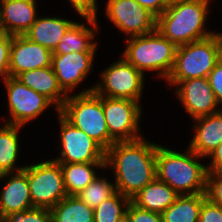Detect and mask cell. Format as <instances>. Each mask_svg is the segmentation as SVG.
<instances>
[{
	"label": "cell",
	"mask_w": 222,
	"mask_h": 222,
	"mask_svg": "<svg viewBox=\"0 0 222 222\" xmlns=\"http://www.w3.org/2000/svg\"><path fill=\"white\" fill-rule=\"evenodd\" d=\"M76 13L83 18L97 20L98 4L96 0H69Z\"/></svg>",
	"instance_id": "836d02e7"
},
{
	"label": "cell",
	"mask_w": 222,
	"mask_h": 222,
	"mask_svg": "<svg viewBox=\"0 0 222 222\" xmlns=\"http://www.w3.org/2000/svg\"><path fill=\"white\" fill-rule=\"evenodd\" d=\"M131 200L118 191L94 209V222H117L124 215ZM124 208V210H123Z\"/></svg>",
	"instance_id": "83f0119b"
},
{
	"label": "cell",
	"mask_w": 222,
	"mask_h": 222,
	"mask_svg": "<svg viewBox=\"0 0 222 222\" xmlns=\"http://www.w3.org/2000/svg\"><path fill=\"white\" fill-rule=\"evenodd\" d=\"M102 108L109 135L115 142L134 141L142 138L138 132L142 115L139 102L102 96Z\"/></svg>",
	"instance_id": "9c48e42d"
},
{
	"label": "cell",
	"mask_w": 222,
	"mask_h": 222,
	"mask_svg": "<svg viewBox=\"0 0 222 222\" xmlns=\"http://www.w3.org/2000/svg\"><path fill=\"white\" fill-rule=\"evenodd\" d=\"M52 55V51L24 35H12L9 56L10 76L17 77L26 71L52 66Z\"/></svg>",
	"instance_id": "5bb4252c"
},
{
	"label": "cell",
	"mask_w": 222,
	"mask_h": 222,
	"mask_svg": "<svg viewBox=\"0 0 222 222\" xmlns=\"http://www.w3.org/2000/svg\"><path fill=\"white\" fill-rule=\"evenodd\" d=\"M4 82L11 115V119L4 122L5 124L24 126L53 104L44 95L27 87L16 77L9 76Z\"/></svg>",
	"instance_id": "8fae6325"
},
{
	"label": "cell",
	"mask_w": 222,
	"mask_h": 222,
	"mask_svg": "<svg viewBox=\"0 0 222 222\" xmlns=\"http://www.w3.org/2000/svg\"><path fill=\"white\" fill-rule=\"evenodd\" d=\"M176 87H178L175 91L179 101L193 120L222 110L221 107L217 108L219 103L208 78L182 80L176 84Z\"/></svg>",
	"instance_id": "4fadbf2b"
},
{
	"label": "cell",
	"mask_w": 222,
	"mask_h": 222,
	"mask_svg": "<svg viewBox=\"0 0 222 222\" xmlns=\"http://www.w3.org/2000/svg\"><path fill=\"white\" fill-rule=\"evenodd\" d=\"M73 23L72 20L60 17H37L24 36L54 52L61 38Z\"/></svg>",
	"instance_id": "44dd1931"
},
{
	"label": "cell",
	"mask_w": 222,
	"mask_h": 222,
	"mask_svg": "<svg viewBox=\"0 0 222 222\" xmlns=\"http://www.w3.org/2000/svg\"><path fill=\"white\" fill-rule=\"evenodd\" d=\"M12 35L0 33V76L5 81L9 76V56Z\"/></svg>",
	"instance_id": "1f68e13d"
},
{
	"label": "cell",
	"mask_w": 222,
	"mask_h": 222,
	"mask_svg": "<svg viewBox=\"0 0 222 222\" xmlns=\"http://www.w3.org/2000/svg\"><path fill=\"white\" fill-rule=\"evenodd\" d=\"M217 62L218 48L214 35L177 46L175 63L166 81L176 86L182 80L207 78Z\"/></svg>",
	"instance_id": "8992f818"
},
{
	"label": "cell",
	"mask_w": 222,
	"mask_h": 222,
	"mask_svg": "<svg viewBox=\"0 0 222 222\" xmlns=\"http://www.w3.org/2000/svg\"><path fill=\"white\" fill-rule=\"evenodd\" d=\"M0 127V174L22 171L25 167L16 164L20 149L18 133L23 126L5 124Z\"/></svg>",
	"instance_id": "cb8c5ba5"
},
{
	"label": "cell",
	"mask_w": 222,
	"mask_h": 222,
	"mask_svg": "<svg viewBox=\"0 0 222 222\" xmlns=\"http://www.w3.org/2000/svg\"><path fill=\"white\" fill-rule=\"evenodd\" d=\"M203 158L189 147L186 153L157 145V178L168 184L179 195L206 194L207 166L200 163ZM185 191V192H184Z\"/></svg>",
	"instance_id": "3957f363"
},
{
	"label": "cell",
	"mask_w": 222,
	"mask_h": 222,
	"mask_svg": "<svg viewBox=\"0 0 222 222\" xmlns=\"http://www.w3.org/2000/svg\"><path fill=\"white\" fill-rule=\"evenodd\" d=\"M206 196L212 203L222 206V172H207Z\"/></svg>",
	"instance_id": "f546056e"
},
{
	"label": "cell",
	"mask_w": 222,
	"mask_h": 222,
	"mask_svg": "<svg viewBox=\"0 0 222 222\" xmlns=\"http://www.w3.org/2000/svg\"><path fill=\"white\" fill-rule=\"evenodd\" d=\"M179 196L180 195L168 184L156 177L133 197L131 202L141 209L161 214L169 208Z\"/></svg>",
	"instance_id": "7402d4cb"
},
{
	"label": "cell",
	"mask_w": 222,
	"mask_h": 222,
	"mask_svg": "<svg viewBox=\"0 0 222 222\" xmlns=\"http://www.w3.org/2000/svg\"><path fill=\"white\" fill-rule=\"evenodd\" d=\"M194 121L195 134L188 147L199 156L209 157L222 142V110Z\"/></svg>",
	"instance_id": "ac0fdd59"
},
{
	"label": "cell",
	"mask_w": 222,
	"mask_h": 222,
	"mask_svg": "<svg viewBox=\"0 0 222 222\" xmlns=\"http://www.w3.org/2000/svg\"><path fill=\"white\" fill-rule=\"evenodd\" d=\"M206 194L180 195L161 213L163 222H198Z\"/></svg>",
	"instance_id": "d4e9b609"
},
{
	"label": "cell",
	"mask_w": 222,
	"mask_h": 222,
	"mask_svg": "<svg viewBox=\"0 0 222 222\" xmlns=\"http://www.w3.org/2000/svg\"><path fill=\"white\" fill-rule=\"evenodd\" d=\"M211 0H170L157 17L156 29L176 46L208 38L214 34L205 29Z\"/></svg>",
	"instance_id": "7a4b0ae2"
},
{
	"label": "cell",
	"mask_w": 222,
	"mask_h": 222,
	"mask_svg": "<svg viewBox=\"0 0 222 222\" xmlns=\"http://www.w3.org/2000/svg\"><path fill=\"white\" fill-rule=\"evenodd\" d=\"M157 145L142 137L115 142L106 151L105 166L114 169V184L120 194L131 200L157 177Z\"/></svg>",
	"instance_id": "6da1fadb"
},
{
	"label": "cell",
	"mask_w": 222,
	"mask_h": 222,
	"mask_svg": "<svg viewBox=\"0 0 222 222\" xmlns=\"http://www.w3.org/2000/svg\"><path fill=\"white\" fill-rule=\"evenodd\" d=\"M211 164L207 166V171L222 172V142L219 146L210 154Z\"/></svg>",
	"instance_id": "8d00e7d4"
},
{
	"label": "cell",
	"mask_w": 222,
	"mask_h": 222,
	"mask_svg": "<svg viewBox=\"0 0 222 222\" xmlns=\"http://www.w3.org/2000/svg\"><path fill=\"white\" fill-rule=\"evenodd\" d=\"M90 27L84 23L74 22L61 38L53 54H68L73 52H96L97 43L92 41L98 30L95 19L85 18ZM93 26V28H92Z\"/></svg>",
	"instance_id": "ffe728a7"
},
{
	"label": "cell",
	"mask_w": 222,
	"mask_h": 222,
	"mask_svg": "<svg viewBox=\"0 0 222 222\" xmlns=\"http://www.w3.org/2000/svg\"><path fill=\"white\" fill-rule=\"evenodd\" d=\"M27 181L33 207L51 209L68 195L60 163L53 159L27 166Z\"/></svg>",
	"instance_id": "52a82bcc"
},
{
	"label": "cell",
	"mask_w": 222,
	"mask_h": 222,
	"mask_svg": "<svg viewBox=\"0 0 222 222\" xmlns=\"http://www.w3.org/2000/svg\"><path fill=\"white\" fill-rule=\"evenodd\" d=\"M16 78L27 87L48 98L56 106L55 111L57 112L68 97L60 87L52 66L26 71L20 73Z\"/></svg>",
	"instance_id": "d6986e66"
},
{
	"label": "cell",
	"mask_w": 222,
	"mask_h": 222,
	"mask_svg": "<svg viewBox=\"0 0 222 222\" xmlns=\"http://www.w3.org/2000/svg\"><path fill=\"white\" fill-rule=\"evenodd\" d=\"M143 8L158 17L169 6L170 0H135Z\"/></svg>",
	"instance_id": "d590c367"
},
{
	"label": "cell",
	"mask_w": 222,
	"mask_h": 222,
	"mask_svg": "<svg viewBox=\"0 0 222 222\" xmlns=\"http://www.w3.org/2000/svg\"><path fill=\"white\" fill-rule=\"evenodd\" d=\"M0 33L24 35L37 19L36 0H0Z\"/></svg>",
	"instance_id": "2e32d148"
},
{
	"label": "cell",
	"mask_w": 222,
	"mask_h": 222,
	"mask_svg": "<svg viewBox=\"0 0 222 222\" xmlns=\"http://www.w3.org/2000/svg\"><path fill=\"white\" fill-rule=\"evenodd\" d=\"M50 211L52 222H94V209L76 195H67Z\"/></svg>",
	"instance_id": "484cf974"
},
{
	"label": "cell",
	"mask_w": 222,
	"mask_h": 222,
	"mask_svg": "<svg viewBox=\"0 0 222 222\" xmlns=\"http://www.w3.org/2000/svg\"><path fill=\"white\" fill-rule=\"evenodd\" d=\"M95 54V52H73L52 55L53 71L66 94L74 90L90 73Z\"/></svg>",
	"instance_id": "9a60e30c"
},
{
	"label": "cell",
	"mask_w": 222,
	"mask_h": 222,
	"mask_svg": "<svg viewBox=\"0 0 222 222\" xmlns=\"http://www.w3.org/2000/svg\"><path fill=\"white\" fill-rule=\"evenodd\" d=\"M12 174V175H11ZM11 176L0 193V217L4 220L8 215L33 207L27 181V166L22 171L3 173L0 180Z\"/></svg>",
	"instance_id": "e0dca14e"
},
{
	"label": "cell",
	"mask_w": 222,
	"mask_h": 222,
	"mask_svg": "<svg viewBox=\"0 0 222 222\" xmlns=\"http://www.w3.org/2000/svg\"><path fill=\"white\" fill-rule=\"evenodd\" d=\"M198 222H222V206L206 198L202 203Z\"/></svg>",
	"instance_id": "d6a6232c"
},
{
	"label": "cell",
	"mask_w": 222,
	"mask_h": 222,
	"mask_svg": "<svg viewBox=\"0 0 222 222\" xmlns=\"http://www.w3.org/2000/svg\"><path fill=\"white\" fill-rule=\"evenodd\" d=\"M126 215L130 222H163L160 213L141 209L132 202L127 207Z\"/></svg>",
	"instance_id": "4dcf8cb0"
},
{
	"label": "cell",
	"mask_w": 222,
	"mask_h": 222,
	"mask_svg": "<svg viewBox=\"0 0 222 222\" xmlns=\"http://www.w3.org/2000/svg\"><path fill=\"white\" fill-rule=\"evenodd\" d=\"M101 75V82L94 85L97 95L108 98L131 99L140 103L144 89V76L123 57L107 67Z\"/></svg>",
	"instance_id": "ba28073f"
},
{
	"label": "cell",
	"mask_w": 222,
	"mask_h": 222,
	"mask_svg": "<svg viewBox=\"0 0 222 222\" xmlns=\"http://www.w3.org/2000/svg\"><path fill=\"white\" fill-rule=\"evenodd\" d=\"M60 166L68 195H77L98 177L95 167L106 169L105 162L60 163Z\"/></svg>",
	"instance_id": "603a6c76"
},
{
	"label": "cell",
	"mask_w": 222,
	"mask_h": 222,
	"mask_svg": "<svg viewBox=\"0 0 222 222\" xmlns=\"http://www.w3.org/2000/svg\"><path fill=\"white\" fill-rule=\"evenodd\" d=\"M117 192L115 184L110 183L107 177H97L76 196L87 206L95 209L104 200L111 198Z\"/></svg>",
	"instance_id": "4316f807"
},
{
	"label": "cell",
	"mask_w": 222,
	"mask_h": 222,
	"mask_svg": "<svg viewBox=\"0 0 222 222\" xmlns=\"http://www.w3.org/2000/svg\"><path fill=\"white\" fill-rule=\"evenodd\" d=\"M117 222H130L127 215H124L121 219H119Z\"/></svg>",
	"instance_id": "f35d334b"
},
{
	"label": "cell",
	"mask_w": 222,
	"mask_h": 222,
	"mask_svg": "<svg viewBox=\"0 0 222 222\" xmlns=\"http://www.w3.org/2000/svg\"><path fill=\"white\" fill-rule=\"evenodd\" d=\"M105 11L113 25L128 37L156 30L157 17L135 0H109Z\"/></svg>",
	"instance_id": "7c38bea8"
},
{
	"label": "cell",
	"mask_w": 222,
	"mask_h": 222,
	"mask_svg": "<svg viewBox=\"0 0 222 222\" xmlns=\"http://www.w3.org/2000/svg\"><path fill=\"white\" fill-rule=\"evenodd\" d=\"M213 35L216 37V43L218 48V61L222 63V33L214 32Z\"/></svg>",
	"instance_id": "74e56055"
},
{
	"label": "cell",
	"mask_w": 222,
	"mask_h": 222,
	"mask_svg": "<svg viewBox=\"0 0 222 222\" xmlns=\"http://www.w3.org/2000/svg\"><path fill=\"white\" fill-rule=\"evenodd\" d=\"M128 44L122 53L123 58L143 75L146 71H157L167 80L174 63L177 46L163 37L157 29L153 32L133 36L126 40Z\"/></svg>",
	"instance_id": "5b68a950"
},
{
	"label": "cell",
	"mask_w": 222,
	"mask_h": 222,
	"mask_svg": "<svg viewBox=\"0 0 222 222\" xmlns=\"http://www.w3.org/2000/svg\"><path fill=\"white\" fill-rule=\"evenodd\" d=\"M207 78L219 105H222V63L218 61Z\"/></svg>",
	"instance_id": "e575fe53"
},
{
	"label": "cell",
	"mask_w": 222,
	"mask_h": 222,
	"mask_svg": "<svg viewBox=\"0 0 222 222\" xmlns=\"http://www.w3.org/2000/svg\"><path fill=\"white\" fill-rule=\"evenodd\" d=\"M61 156L59 163L105 162L106 151L85 132L68 122L59 112Z\"/></svg>",
	"instance_id": "30bf717a"
},
{
	"label": "cell",
	"mask_w": 222,
	"mask_h": 222,
	"mask_svg": "<svg viewBox=\"0 0 222 222\" xmlns=\"http://www.w3.org/2000/svg\"><path fill=\"white\" fill-rule=\"evenodd\" d=\"M93 90L94 86L82 90L77 95L68 94L59 113L107 151L115 141L109 135L102 108V96Z\"/></svg>",
	"instance_id": "277c9868"
},
{
	"label": "cell",
	"mask_w": 222,
	"mask_h": 222,
	"mask_svg": "<svg viewBox=\"0 0 222 222\" xmlns=\"http://www.w3.org/2000/svg\"><path fill=\"white\" fill-rule=\"evenodd\" d=\"M3 222H52V214L50 209L32 207L28 210L11 213Z\"/></svg>",
	"instance_id": "f1b7e54d"
}]
</instances>
